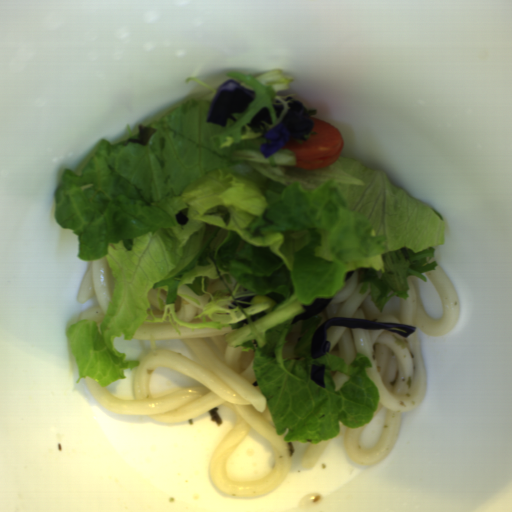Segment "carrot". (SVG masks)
Returning a JSON list of instances; mask_svg holds the SVG:
<instances>
[{
  "mask_svg": "<svg viewBox=\"0 0 512 512\" xmlns=\"http://www.w3.org/2000/svg\"><path fill=\"white\" fill-rule=\"evenodd\" d=\"M309 117L313 125L310 134L304 135L305 140L292 138L280 148L294 152V168L301 170L328 167L344 148V138L337 127L318 117Z\"/></svg>",
  "mask_w": 512,
  "mask_h": 512,
  "instance_id": "1",
  "label": "carrot"
}]
</instances>
